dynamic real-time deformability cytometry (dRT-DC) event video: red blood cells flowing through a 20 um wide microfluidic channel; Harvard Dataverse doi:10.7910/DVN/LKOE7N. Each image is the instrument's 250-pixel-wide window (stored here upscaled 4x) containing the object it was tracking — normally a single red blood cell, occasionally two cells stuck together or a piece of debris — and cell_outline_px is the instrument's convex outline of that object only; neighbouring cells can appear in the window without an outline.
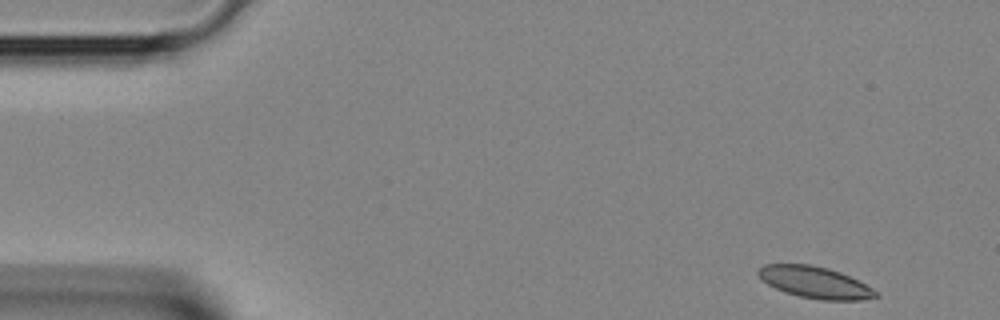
{"species": "Egyptian fruit bat (a non-hibernating species)", "species_latin": "Rousettus aegyptiacus", "temperature_condition": "room temperature", "stored_images_in_passage": 38, "camera_frame_rate_fps": 3000, "um_per_image_px": 0.085, "animal": {"sex": "female"}, "frame": {"image": 1, "passage_image": 1, "time_ms": 0.0, "image_size_px": [1000, 320], "cell_outline_px": [[880, 296], [860, 300], [820, 300], [800, 296], [784, 292], [768, 284], [756, 272], [764, 264], [808, 264], [828, 268], [840, 272], [872, 288]], "centroid_in_image_um": [69.26, 24.0], "position_along_channel_um": 15.7, "area_um2": 21.33}}
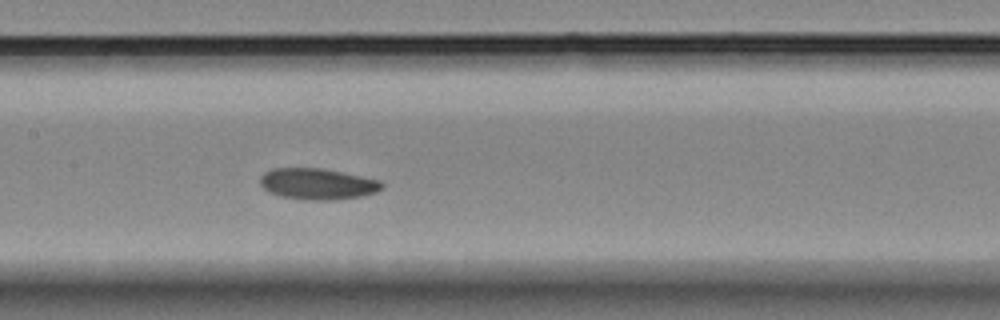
{"frame": {"image": 2, "passage_image": 17, "time_ms": 5.333, "image_size_px": [1000, 320], "cell_outline_px": [[384, 188], [376, 192], [360, 196], [328, 200], [304, 200], [280, 196], [268, 192], [260, 184], [260, 176], [264, 172], [272, 168], [320, 168], [380, 180], [384, 184]], "centroid_in_image_um": [26.96, 15.63], "position_along_channel_um": 180.4, "area_um2": 22.08}}
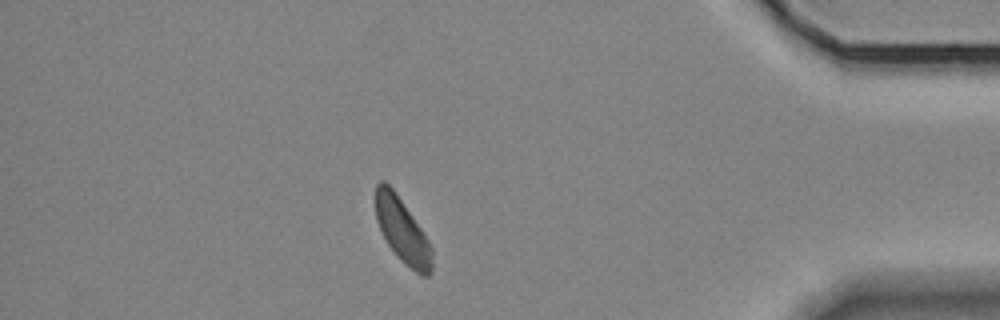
{"frame": {"image": 3, "passage_image": 33, "time_ms": 10.667, "image_size_px": [1000, 320], "cell_outline_px": [[432, 272], [428, 276], [420, 276], [388, 244], [376, 220], [376, 184], [380, 180], [384, 180], [392, 188], [420, 228], [428, 240], [432, 248]], "centroid_in_image_um": [34.21, 19.59], "position_along_channel_um": 401.0, "area_um2": 20.35}}